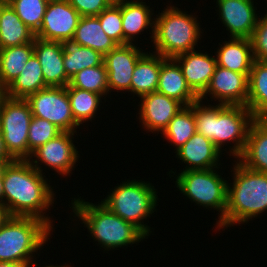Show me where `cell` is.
I'll use <instances>...</instances> for the list:
<instances>
[{
    "mask_svg": "<svg viewBox=\"0 0 267 267\" xmlns=\"http://www.w3.org/2000/svg\"><path fill=\"white\" fill-rule=\"evenodd\" d=\"M236 161L231 170L233 182L227 184L225 229L237 223L247 224L267 210V174Z\"/></svg>",
    "mask_w": 267,
    "mask_h": 267,
    "instance_id": "cell-3",
    "label": "cell"
},
{
    "mask_svg": "<svg viewBox=\"0 0 267 267\" xmlns=\"http://www.w3.org/2000/svg\"><path fill=\"white\" fill-rule=\"evenodd\" d=\"M35 33L6 2L0 9V49L32 42Z\"/></svg>",
    "mask_w": 267,
    "mask_h": 267,
    "instance_id": "cell-27",
    "label": "cell"
},
{
    "mask_svg": "<svg viewBox=\"0 0 267 267\" xmlns=\"http://www.w3.org/2000/svg\"><path fill=\"white\" fill-rule=\"evenodd\" d=\"M74 134L76 133L61 132L55 138L33 151L27 160L40 173H42L43 169L39 164L44 163V166L52 168L59 175L65 177L70 175L79 159V151H77V147H75L72 140L74 139Z\"/></svg>",
    "mask_w": 267,
    "mask_h": 267,
    "instance_id": "cell-11",
    "label": "cell"
},
{
    "mask_svg": "<svg viewBox=\"0 0 267 267\" xmlns=\"http://www.w3.org/2000/svg\"><path fill=\"white\" fill-rule=\"evenodd\" d=\"M71 42L89 47L103 56L118 45L103 31L97 16L81 17Z\"/></svg>",
    "mask_w": 267,
    "mask_h": 267,
    "instance_id": "cell-25",
    "label": "cell"
},
{
    "mask_svg": "<svg viewBox=\"0 0 267 267\" xmlns=\"http://www.w3.org/2000/svg\"><path fill=\"white\" fill-rule=\"evenodd\" d=\"M175 153L177 159L188 165L183 171L218 169L223 154L211 140L197 132Z\"/></svg>",
    "mask_w": 267,
    "mask_h": 267,
    "instance_id": "cell-19",
    "label": "cell"
},
{
    "mask_svg": "<svg viewBox=\"0 0 267 267\" xmlns=\"http://www.w3.org/2000/svg\"><path fill=\"white\" fill-rule=\"evenodd\" d=\"M69 84L74 88L100 94L102 97L109 94L107 71L104 63L95 67L84 68L70 79Z\"/></svg>",
    "mask_w": 267,
    "mask_h": 267,
    "instance_id": "cell-33",
    "label": "cell"
},
{
    "mask_svg": "<svg viewBox=\"0 0 267 267\" xmlns=\"http://www.w3.org/2000/svg\"><path fill=\"white\" fill-rule=\"evenodd\" d=\"M166 58L146 52L136 63L132 73L130 92L137 95L139 99L152 92L157 91L161 63Z\"/></svg>",
    "mask_w": 267,
    "mask_h": 267,
    "instance_id": "cell-24",
    "label": "cell"
},
{
    "mask_svg": "<svg viewBox=\"0 0 267 267\" xmlns=\"http://www.w3.org/2000/svg\"><path fill=\"white\" fill-rule=\"evenodd\" d=\"M67 93L75 122L80 126L92 121L100 109L103 97L100 94L67 85ZM102 98V99H101Z\"/></svg>",
    "mask_w": 267,
    "mask_h": 267,
    "instance_id": "cell-32",
    "label": "cell"
},
{
    "mask_svg": "<svg viewBox=\"0 0 267 267\" xmlns=\"http://www.w3.org/2000/svg\"><path fill=\"white\" fill-rule=\"evenodd\" d=\"M7 163H10V162H0V176L2 175L3 169Z\"/></svg>",
    "mask_w": 267,
    "mask_h": 267,
    "instance_id": "cell-44",
    "label": "cell"
},
{
    "mask_svg": "<svg viewBox=\"0 0 267 267\" xmlns=\"http://www.w3.org/2000/svg\"><path fill=\"white\" fill-rule=\"evenodd\" d=\"M173 59L179 64L187 85L200 97L210 84L217 66L216 57L193 50Z\"/></svg>",
    "mask_w": 267,
    "mask_h": 267,
    "instance_id": "cell-17",
    "label": "cell"
},
{
    "mask_svg": "<svg viewBox=\"0 0 267 267\" xmlns=\"http://www.w3.org/2000/svg\"><path fill=\"white\" fill-rule=\"evenodd\" d=\"M51 231L39 218L11 216L0 228V261L35 267L33 256L48 242Z\"/></svg>",
    "mask_w": 267,
    "mask_h": 267,
    "instance_id": "cell-5",
    "label": "cell"
},
{
    "mask_svg": "<svg viewBox=\"0 0 267 267\" xmlns=\"http://www.w3.org/2000/svg\"><path fill=\"white\" fill-rule=\"evenodd\" d=\"M155 17L153 42L154 54L165 58L195 50L203 30L196 15L186 14L176 6L166 5Z\"/></svg>",
    "mask_w": 267,
    "mask_h": 267,
    "instance_id": "cell-6",
    "label": "cell"
},
{
    "mask_svg": "<svg viewBox=\"0 0 267 267\" xmlns=\"http://www.w3.org/2000/svg\"><path fill=\"white\" fill-rule=\"evenodd\" d=\"M215 52L218 66L234 72L250 75L255 61L251 40L249 38H234L224 41ZM217 53V54H216Z\"/></svg>",
    "mask_w": 267,
    "mask_h": 267,
    "instance_id": "cell-23",
    "label": "cell"
},
{
    "mask_svg": "<svg viewBox=\"0 0 267 267\" xmlns=\"http://www.w3.org/2000/svg\"><path fill=\"white\" fill-rule=\"evenodd\" d=\"M44 174L28 160L7 163L2 172L3 204L11 216L39 218L54 229L53 220L44 214L54 206L56 196Z\"/></svg>",
    "mask_w": 267,
    "mask_h": 267,
    "instance_id": "cell-1",
    "label": "cell"
},
{
    "mask_svg": "<svg viewBox=\"0 0 267 267\" xmlns=\"http://www.w3.org/2000/svg\"><path fill=\"white\" fill-rule=\"evenodd\" d=\"M196 133V120L194 117V103L185 106L169 122L162 132L165 139L178 150Z\"/></svg>",
    "mask_w": 267,
    "mask_h": 267,
    "instance_id": "cell-31",
    "label": "cell"
},
{
    "mask_svg": "<svg viewBox=\"0 0 267 267\" xmlns=\"http://www.w3.org/2000/svg\"><path fill=\"white\" fill-rule=\"evenodd\" d=\"M248 93L249 75L217 65L208 88L199 99L203 101L204 98L208 99L206 96L210 95V99L218 100L219 104L247 106Z\"/></svg>",
    "mask_w": 267,
    "mask_h": 267,
    "instance_id": "cell-13",
    "label": "cell"
},
{
    "mask_svg": "<svg viewBox=\"0 0 267 267\" xmlns=\"http://www.w3.org/2000/svg\"><path fill=\"white\" fill-rule=\"evenodd\" d=\"M13 160L15 159L8 153L0 131V162H12Z\"/></svg>",
    "mask_w": 267,
    "mask_h": 267,
    "instance_id": "cell-39",
    "label": "cell"
},
{
    "mask_svg": "<svg viewBox=\"0 0 267 267\" xmlns=\"http://www.w3.org/2000/svg\"><path fill=\"white\" fill-rule=\"evenodd\" d=\"M34 54L39 60L47 86L66 87L70 83L63 63L64 43L35 37Z\"/></svg>",
    "mask_w": 267,
    "mask_h": 267,
    "instance_id": "cell-18",
    "label": "cell"
},
{
    "mask_svg": "<svg viewBox=\"0 0 267 267\" xmlns=\"http://www.w3.org/2000/svg\"><path fill=\"white\" fill-rule=\"evenodd\" d=\"M139 122L144 130L159 134L167 128L169 122L185 106L178 100L159 92H152L140 99Z\"/></svg>",
    "mask_w": 267,
    "mask_h": 267,
    "instance_id": "cell-16",
    "label": "cell"
},
{
    "mask_svg": "<svg viewBox=\"0 0 267 267\" xmlns=\"http://www.w3.org/2000/svg\"><path fill=\"white\" fill-rule=\"evenodd\" d=\"M6 3V0H0V9Z\"/></svg>",
    "mask_w": 267,
    "mask_h": 267,
    "instance_id": "cell-47",
    "label": "cell"
},
{
    "mask_svg": "<svg viewBox=\"0 0 267 267\" xmlns=\"http://www.w3.org/2000/svg\"><path fill=\"white\" fill-rule=\"evenodd\" d=\"M70 5L83 16H97L109 5L105 0H68Z\"/></svg>",
    "mask_w": 267,
    "mask_h": 267,
    "instance_id": "cell-38",
    "label": "cell"
},
{
    "mask_svg": "<svg viewBox=\"0 0 267 267\" xmlns=\"http://www.w3.org/2000/svg\"><path fill=\"white\" fill-rule=\"evenodd\" d=\"M6 2L34 33L40 29L49 0H6Z\"/></svg>",
    "mask_w": 267,
    "mask_h": 267,
    "instance_id": "cell-34",
    "label": "cell"
},
{
    "mask_svg": "<svg viewBox=\"0 0 267 267\" xmlns=\"http://www.w3.org/2000/svg\"><path fill=\"white\" fill-rule=\"evenodd\" d=\"M246 107L254 119H267V61L253 62Z\"/></svg>",
    "mask_w": 267,
    "mask_h": 267,
    "instance_id": "cell-28",
    "label": "cell"
},
{
    "mask_svg": "<svg viewBox=\"0 0 267 267\" xmlns=\"http://www.w3.org/2000/svg\"><path fill=\"white\" fill-rule=\"evenodd\" d=\"M120 9L124 44H133L134 38L150 27L152 30L150 38L153 39L155 25L154 10L147 6L146 2H143V0H125L120 4Z\"/></svg>",
    "mask_w": 267,
    "mask_h": 267,
    "instance_id": "cell-21",
    "label": "cell"
},
{
    "mask_svg": "<svg viewBox=\"0 0 267 267\" xmlns=\"http://www.w3.org/2000/svg\"><path fill=\"white\" fill-rule=\"evenodd\" d=\"M34 117L45 119L62 132L77 133L78 124L73 113L66 87L48 86L25 99Z\"/></svg>",
    "mask_w": 267,
    "mask_h": 267,
    "instance_id": "cell-10",
    "label": "cell"
},
{
    "mask_svg": "<svg viewBox=\"0 0 267 267\" xmlns=\"http://www.w3.org/2000/svg\"><path fill=\"white\" fill-rule=\"evenodd\" d=\"M103 31L118 45H124L120 5H109L97 15Z\"/></svg>",
    "mask_w": 267,
    "mask_h": 267,
    "instance_id": "cell-36",
    "label": "cell"
},
{
    "mask_svg": "<svg viewBox=\"0 0 267 267\" xmlns=\"http://www.w3.org/2000/svg\"><path fill=\"white\" fill-rule=\"evenodd\" d=\"M81 17L68 0H51L35 37L45 41L71 42Z\"/></svg>",
    "mask_w": 267,
    "mask_h": 267,
    "instance_id": "cell-12",
    "label": "cell"
},
{
    "mask_svg": "<svg viewBox=\"0 0 267 267\" xmlns=\"http://www.w3.org/2000/svg\"><path fill=\"white\" fill-rule=\"evenodd\" d=\"M44 267H71V266L67 264L66 266H65V265H64V266H62V265H61V266H60V265H57V266L49 265V266H47V265H46V266H44Z\"/></svg>",
    "mask_w": 267,
    "mask_h": 267,
    "instance_id": "cell-45",
    "label": "cell"
},
{
    "mask_svg": "<svg viewBox=\"0 0 267 267\" xmlns=\"http://www.w3.org/2000/svg\"><path fill=\"white\" fill-rule=\"evenodd\" d=\"M253 0H217L218 15L222 26L227 27L229 37L251 38L256 27L259 13ZM259 15V16H258Z\"/></svg>",
    "mask_w": 267,
    "mask_h": 267,
    "instance_id": "cell-15",
    "label": "cell"
},
{
    "mask_svg": "<svg viewBox=\"0 0 267 267\" xmlns=\"http://www.w3.org/2000/svg\"><path fill=\"white\" fill-rule=\"evenodd\" d=\"M214 169L188 170L176 175L175 185L191 202L204 208H213L220 214L216 229L225 230V212L227 206V184Z\"/></svg>",
    "mask_w": 267,
    "mask_h": 267,
    "instance_id": "cell-8",
    "label": "cell"
},
{
    "mask_svg": "<svg viewBox=\"0 0 267 267\" xmlns=\"http://www.w3.org/2000/svg\"><path fill=\"white\" fill-rule=\"evenodd\" d=\"M150 182L127 180L115 186L100 203L126 222L135 225L147 238L152 233L144 219L156 211L158 195Z\"/></svg>",
    "mask_w": 267,
    "mask_h": 267,
    "instance_id": "cell-7",
    "label": "cell"
},
{
    "mask_svg": "<svg viewBox=\"0 0 267 267\" xmlns=\"http://www.w3.org/2000/svg\"><path fill=\"white\" fill-rule=\"evenodd\" d=\"M4 96V90L0 87V100Z\"/></svg>",
    "mask_w": 267,
    "mask_h": 267,
    "instance_id": "cell-46",
    "label": "cell"
},
{
    "mask_svg": "<svg viewBox=\"0 0 267 267\" xmlns=\"http://www.w3.org/2000/svg\"><path fill=\"white\" fill-rule=\"evenodd\" d=\"M11 217L7 207L0 203V228L8 221Z\"/></svg>",
    "mask_w": 267,
    "mask_h": 267,
    "instance_id": "cell-40",
    "label": "cell"
},
{
    "mask_svg": "<svg viewBox=\"0 0 267 267\" xmlns=\"http://www.w3.org/2000/svg\"><path fill=\"white\" fill-rule=\"evenodd\" d=\"M250 40L255 60L267 61V15L258 18Z\"/></svg>",
    "mask_w": 267,
    "mask_h": 267,
    "instance_id": "cell-37",
    "label": "cell"
},
{
    "mask_svg": "<svg viewBox=\"0 0 267 267\" xmlns=\"http://www.w3.org/2000/svg\"><path fill=\"white\" fill-rule=\"evenodd\" d=\"M135 44L117 45L104 55L107 83L112 90L130 92L132 73L138 60L146 53Z\"/></svg>",
    "mask_w": 267,
    "mask_h": 267,
    "instance_id": "cell-14",
    "label": "cell"
},
{
    "mask_svg": "<svg viewBox=\"0 0 267 267\" xmlns=\"http://www.w3.org/2000/svg\"><path fill=\"white\" fill-rule=\"evenodd\" d=\"M61 132L62 131L51 122L33 116L28 134V159L33 151L55 138Z\"/></svg>",
    "mask_w": 267,
    "mask_h": 267,
    "instance_id": "cell-35",
    "label": "cell"
},
{
    "mask_svg": "<svg viewBox=\"0 0 267 267\" xmlns=\"http://www.w3.org/2000/svg\"><path fill=\"white\" fill-rule=\"evenodd\" d=\"M34 54V40L0 49V87L5 90L17 78Z\"/></svg>",
    "mask_w": 267,
    "mask_h": 267,
    "instance_id": "cell-29",
    "label": "cell"
},
{
    "mask_svg": "<svg viewBox=\"0 0 267 267\" xmlns=\"http://www.w3.org/2000/svg\"><path fill=\"white\" fill-rule=\"evenodd\" d=\"M103 60L104 56L100 52L89 47L72 42L64 43L63 63L69 79L84 68L102 65Z\"/></svg>",
    "mask_w": 267,
    "mask_h": 267,
    "instance_id": "cell-30",
    "label": "cell"
},
{
    "mask_svg": "<svg viewBox=\"0 0 267 267\" xmlns=\"http://www.w3.org/2000/svg\"><path fill=\"white\" fill-rule=\"evenodd\" d=\"M125 0H105L108 5H120Z\"/></svg>",
    "mask_w": 267,
    "mask_h": 267,
    "instance_id": "cell-43",
    "label": "cell"
},
{
    "mask_svg": "<svg viewBox=\"0 0 267 267\" xmlns=\"http://www.w3.org/2000/svg\"><path fill=\"white\" fill-rule=\"evenodd\" d=\"M237 160L250 170L267 174V119L253 120L245 149Z\"/></svg>",
    "mask_w": 267,
    "mask_h": 267,
    "instance_id": "cell-20",
    "label": "cell"
},
{
    "mask_svg": "<svg viewBox=\"0 0 267 267\" xmlns=\"http://www.w3.org/2000/svg\"><path fill=\"white\" fill-rule=\"evenodd\" d=\"M196 132L211 140L222 153L224 144L233 142L228 148L230 155L238 159L246 146L247 134L254 118L243 105H204L198 99L194 102Z\"/></svg>",
    "mask_w": 267,
    "mask_h": 267,
    "instance_id": "cell-2",
    "label": "cell"
},
{
    "mask_svg": "<svg viewBox=\"0 0 267 267\" xmlns=\"http://www.w3.org/2000/svg\"><path fill=\"white\" fill-rule=\"evenodd\" d=\"M33 118L25 99L3 96L0 100V131L8 153L15 160L28 159V134Z\"/></svg>",
    "mask_w": 267,
    "mask_h": 267,
    "instance_id": "cell-9",
    "label": "cell"
},
{
    "mask_svg": "<svg viewBox=\"0 0 267 267\" xmlns=\"http://www.w3.org/2000/svg\"><path fill=\"white\" fill-rule=\"evenodd\" d=\"M48 87L44 82L42 68L35 54L27 61L20 75L4 90V95L26 99L29 95Z\"/></svg>",
    "mask_w": 267,
    "mask_h": 267,
    "instance_id": "cell-26",
    "label": "cell"
},
{
    "mask_svg": "<svg viewBox=\"0 0 267 267\" xmlns=\"http://www.w3.org/2000/svg\"><path fill=\"white\" fill-rule=\"evenodd\" d=\"M4 185L2 175L0 176V203L3 204V195H4Z\"/></svg>",
    "mask_w": 267,
    "mask_h": 267,
    "instance_id": "cell-42",
    "label": "cell"
},
{
    "mask_svg": "<svg viewBox=\"0 0 267 267\" xmlns=\"http://www.w3.org/2000/svg\"><path fill=\"white\" fill-rule=\"evenodd\" d=\"M80 198L71 200L74 217L82 221L93 240L105 250L126 247L147 239L135 225L112 213L103 204H93Z\"/></svg>",
    "mask_w": 267,
    "mask_h": 267,
    "instance_id": "cell-4",
    "label": "cell"
},
{
    "mask_svg": "<svg viewBox=\"0 0 267 267\" xmlns=\"http://www.w3.org/2000/svg\"><path fill=\"white\" fill-rule=\"evenodd\" d=\"M157 92L190 106L199 97L187 85L179 64L173 58L161 63Z\"/></svg>",
    "mask_w": 267,
    "mask_h": 267,
    "instance_id": "cell-22",
    "label": "cell"
},
{
    "mask_svg": "<svg viewBox=\"0 0 267 267\" xmlns=\"http://www.w3.org/2000/svg\"><path fill=\"white\" fill-rule=\"evenodd\" d=\"M0 267H28L25 264L0 261Z\"/></svg>",
    "mask_w": 267,
    "mask_h": 267,
    "instance_id": "cell-41",
    "label": "cell"
}]
</instances>
